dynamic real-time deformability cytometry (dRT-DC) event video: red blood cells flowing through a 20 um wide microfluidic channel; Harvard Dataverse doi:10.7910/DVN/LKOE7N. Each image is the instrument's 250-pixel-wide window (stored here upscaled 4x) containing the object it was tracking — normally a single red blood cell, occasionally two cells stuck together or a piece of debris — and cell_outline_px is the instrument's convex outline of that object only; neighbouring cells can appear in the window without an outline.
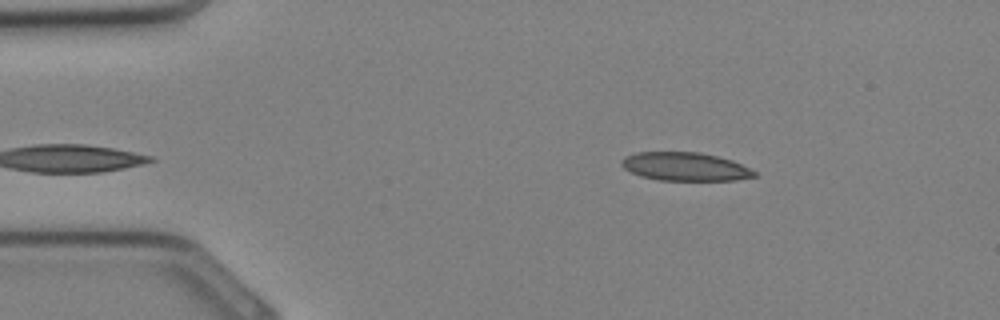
{"species": "Egyptian fruit bat (a non-hibernating species)", "species_latin": "Rousettus aegyptiacus", "temperature_condition": "cold", "stored_images_in_passage": 28, "camera_frame_rate_fps": 3000, "um_per_image_px": 0.085, "animal": {"sex": "female"}, "frame": {"image": 1, "passage_image": 1, "time_ms": 0.0, "image_size_px": [1000, 320], "cell_outline_px": [[756, 176], [736, 180], [660, 180], [640, 176], [624, 168], [620, 164], [620, 160], [624, 156], [636, 152], [700, 152], [732, 160], [756, 172]], "centroid_in_image_um": [58.19, 14.15], "position_along_channel_um": 26.8, "area_um2": 21.91}}
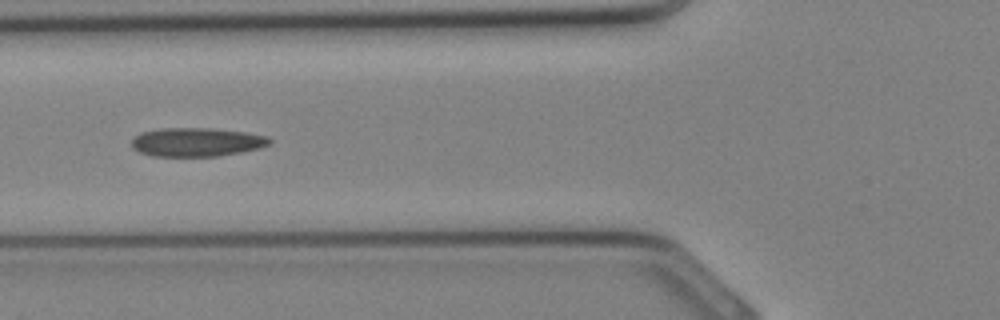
{"frame": {"image": 2, "passage_image": 8, "time_ms": 2.333, "image_size_px": [1000, 320], "cell_outline_px": [[272, 140], [268, 144], [260, 148], [240, 152], [216, 156], [152, 156], [140, 152], [132, 148], [132, 140], [140, 132], [160, 128], [212, 128], [244, 132], [268, 136]], "centroid_in_image_um": [16.7, 12.07], "position_along_channel_um": 109.1, "area_um2": 23.06}}
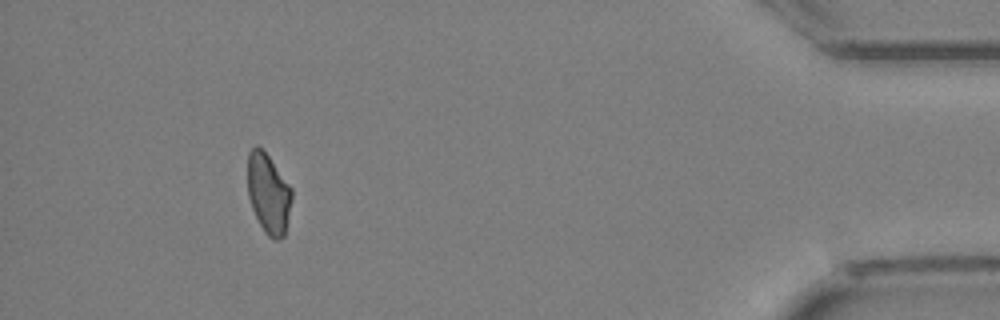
{"frame": {"image": 3, "passage_image": 26, "time_ms": 8.333, "image_size_px": [1000, 320], "cell_outline_px": [[292, 200], [284, 236], [280, 240], [276, 240], [268, 236], [264, 232], [252, 208], [248, 196], [248, 152], [256, 144], [268, 156], [292, 188]], "centroid_in_image_um": [22.82, 16.47], "position_along_channel_um": 412.4, "area_um2": 20.46}}